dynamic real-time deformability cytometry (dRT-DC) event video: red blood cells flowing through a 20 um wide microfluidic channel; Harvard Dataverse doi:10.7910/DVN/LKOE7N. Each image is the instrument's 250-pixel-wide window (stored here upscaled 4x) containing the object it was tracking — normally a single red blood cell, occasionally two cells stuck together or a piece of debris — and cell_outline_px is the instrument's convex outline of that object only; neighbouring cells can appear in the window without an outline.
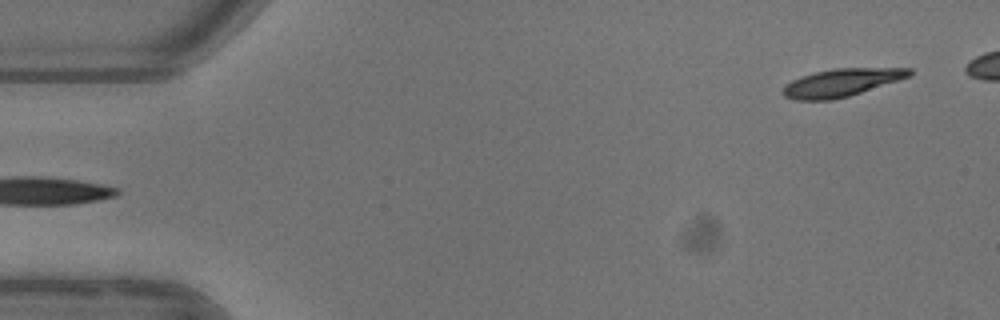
{"species": "common noctule bat (a hibernating species)", "species_latin": "Nyctalus noctula", "temperature_condition": "warm", "stored_images_in_passage": 4, "camera_frame_rate_fps": 3000, "um_per_image_px": 0.085, "animal": {"sex": "female"}, "frame": {"image": 1, "passage_image": 4, "time_ms": 4.0, "image_size_px": [1000, 320], "cell_outline_px": [[912, 76], [848, 96], [832, 100], [796, 100], [784, 96], [784, 88], [792, 80], [800, 76], [832, 68], [912, 68]], "centroid_in_image_um": [71.56, 7.01], "position_along_channel_um": 13.4, "area_um2": 20.29}}